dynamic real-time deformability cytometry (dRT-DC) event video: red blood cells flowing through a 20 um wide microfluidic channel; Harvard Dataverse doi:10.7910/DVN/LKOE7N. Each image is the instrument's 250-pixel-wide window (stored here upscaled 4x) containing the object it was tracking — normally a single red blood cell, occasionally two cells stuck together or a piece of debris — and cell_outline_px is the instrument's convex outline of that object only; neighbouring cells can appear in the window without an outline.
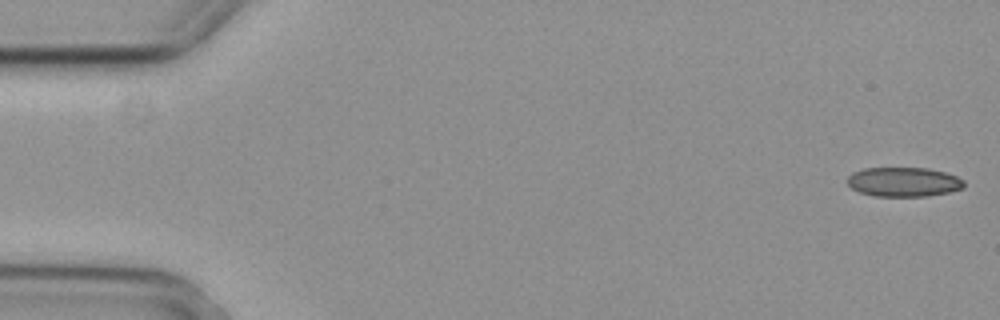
{"species": "common noctule bat (a hibernating species)", "species_latin": "Nyctalus noctula", "temperature_condition": "cold", "stored_images_in_passage": 3, "camera_frame_rate_fps": 3000, "um_per_image_px": 0.085, "animal": {"sex": "female", "body_mass_g": 29.2, "forearm_length_mm": 56.3}, "frame": {"image": 1, "passage_image": 1, "time_ms": 0.0, "image_size_px": [1000, 320], "cell_outline_px": [[964, 188], [948, 192], [924, 196], [876, 196], [860, 192], [852, 188], [844, 180], [852, 172], [864, 168], [928, 168], [944, 172], [956, 176], [964, 180]], "centroid_in_image_um": [76.78, 15.45], "position_along_channel_um": 8.2, "area_um2": 20.0}}